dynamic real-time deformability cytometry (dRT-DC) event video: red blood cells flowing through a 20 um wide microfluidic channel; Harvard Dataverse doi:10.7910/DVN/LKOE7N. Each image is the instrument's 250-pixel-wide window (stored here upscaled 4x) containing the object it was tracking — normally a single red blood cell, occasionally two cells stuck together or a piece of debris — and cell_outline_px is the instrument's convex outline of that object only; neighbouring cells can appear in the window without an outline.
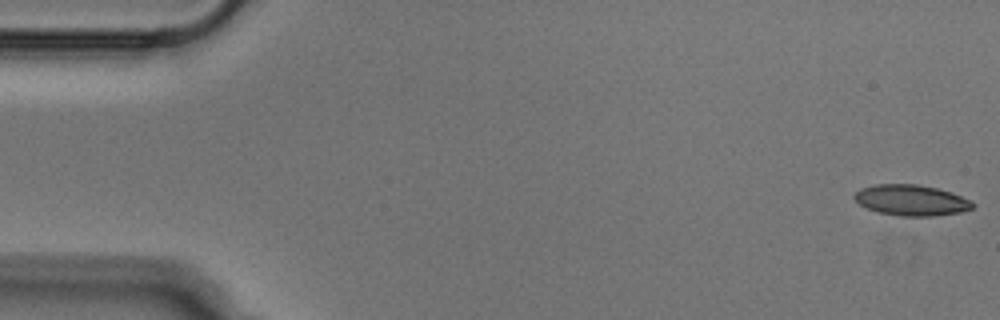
{"species": "Egyptian fruit bat (a non-hibernating species)", "species_latin": "Rousettus aegyptiacus", "temperature_condition": "cold", "stored_images_in_passage": 52, "camera_frame_rate_fps": 3000, "um_per_image_px": 0.085, "animal": {"sex": "male"}, "frame": {"image": 1, "passage_image": 1, "time_ms": 0.0, "image_size_px": [1000, 320], "cell_outline_px": [[976, 204], [972, 208], [960, 212], [932, 216], [900, 216], [876, 212], [864, 208], [852, 196], [860, 188], [876, 184], [916, 184], [936, 188], [952, 192]], "centroid_in_image_um": [77.41, 17.02], "position_along_channel_um": 7.6, "area_um2": 21.27}}
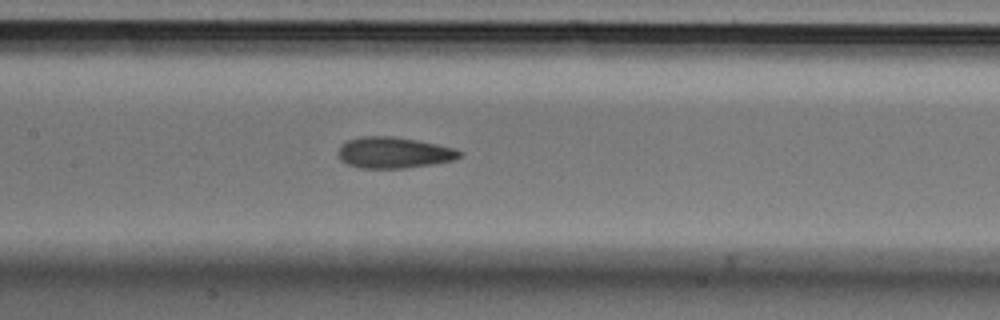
{"frame": {"image": 2, "passage_image": 24, "time_ms": 7.667, "image_size_px": [1000, 320], "cell_outline_px": [[464, 152], [456, 160], [432, 164], [404, 168], [360, 168], [348, 164], [340, 160], [336, 152], [340, 144], [348, 140], [364, 136], [392, 136], [416, 140], [436, 144], [452, 148]], "centroid_in_image_um": [33.44, 12.98], "position_along_channel_um": 174.0, "area_um2": 22.08}}
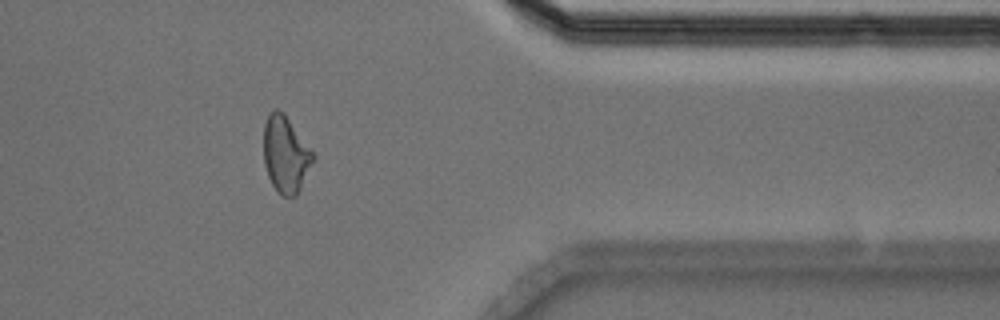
{"frame": {"image": 3, "passage_image": 42, "time_ms": 13.667, "image_size_px": [1000, 320], "cell_outline_px": [[316, 156], [296, 196], [284, 196], [272, 184], [268, 176], [264, 164], [264, 124], [268, 116], [276, 108], [284, 112]], "centroid_in_image_um": [24.28, 13.1], "position_along_channel_um": 387.1, "area_um2": 21.73}}